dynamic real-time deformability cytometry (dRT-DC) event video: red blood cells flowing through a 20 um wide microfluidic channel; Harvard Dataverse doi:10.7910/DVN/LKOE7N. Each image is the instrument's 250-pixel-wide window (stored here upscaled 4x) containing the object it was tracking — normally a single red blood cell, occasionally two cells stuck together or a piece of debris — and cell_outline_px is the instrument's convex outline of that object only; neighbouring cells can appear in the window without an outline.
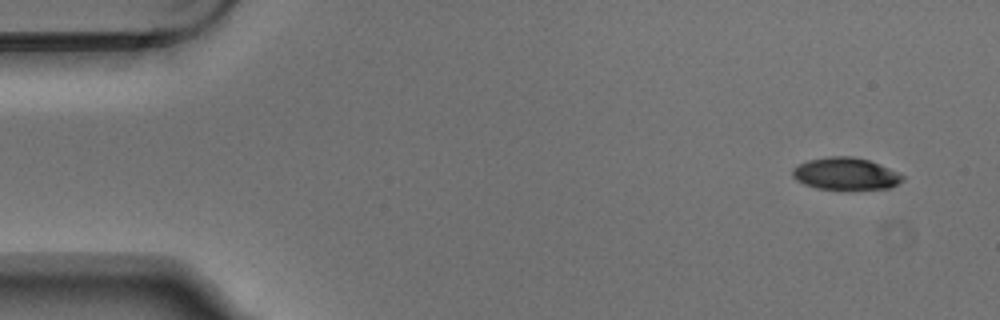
{"species": "Egyptian fruit bat (a non-hibernating species)", "species_latin": "Rousettus aegyptiacus", "temperature_condition": "warm", "stored_images_in_passage": 7, "camera_frame_rate_fps": 3000, "um_per_image_px": 0.085, "animal": {"sex": "male"}, "frame": {"image": 1, "passage_image": 1, "time_ms": 0.0, "image_size_px": [1000, 320], "cell_outline_px": [[904, 180], [892, 188], [848, 192], [816, 188], [804, 184], [796, 180], [792, 176], [792, 168], [796, 164], [808, 160], [828, 156], [852, 156], [868, 160], [888, 168], [904, 176]], "centroid_in_image_um": [71.86, 14.82], "position_along_channel_um": 13.1, "area_um2": 21.5}}
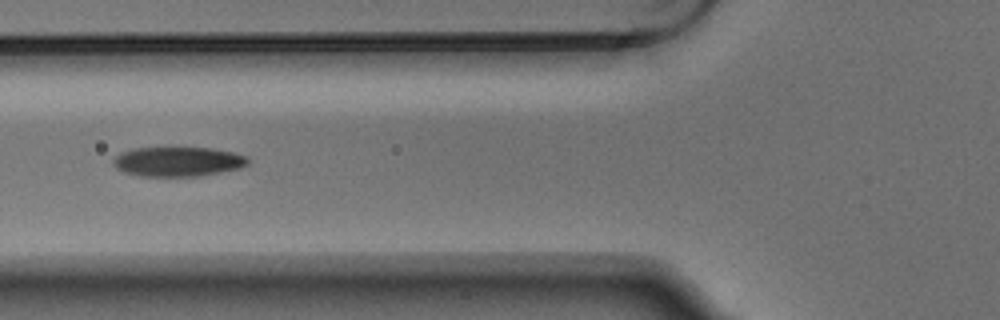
{"frame": {"image": 2, "passage_image": 5, "time_ms": 1.333, "image_size_px": [1000, 320], "cell_outline_px": [[248, 164], [240, 168], [200, 176], [140, 176], [124, 172], [116, 168], [112, 164], [112, 160], [120, 152], [132, 148], [208, 148], [232, 152], [248, 156]], "centroid_in_image_um": [15.09, 13.74], "position_along_channel_um": 110.7, "area_um2": 23.24}}
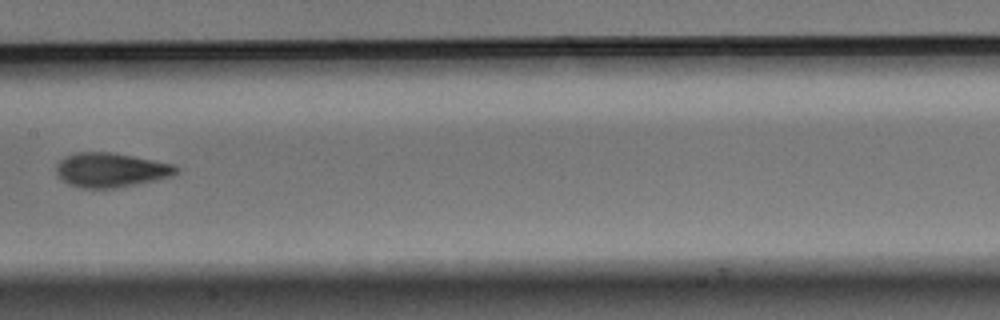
{"frame": {"image": 3, "passage_image": 7, "time_ms": 2.0, "image_size_px": [1000, 320], "cell_outline_px": [[176, 172], [172, 176], [136, 184], [116, 188], [84, 188], [68, 184], [60, 180], [56, 172], [56, 164], [64, 156], [76, 152], [112, 152], [176, 164]], "centroid_in_image_um": [9.38, 14.44], "position_along_channel_um": 198.0, "area_um2": 24.1}}